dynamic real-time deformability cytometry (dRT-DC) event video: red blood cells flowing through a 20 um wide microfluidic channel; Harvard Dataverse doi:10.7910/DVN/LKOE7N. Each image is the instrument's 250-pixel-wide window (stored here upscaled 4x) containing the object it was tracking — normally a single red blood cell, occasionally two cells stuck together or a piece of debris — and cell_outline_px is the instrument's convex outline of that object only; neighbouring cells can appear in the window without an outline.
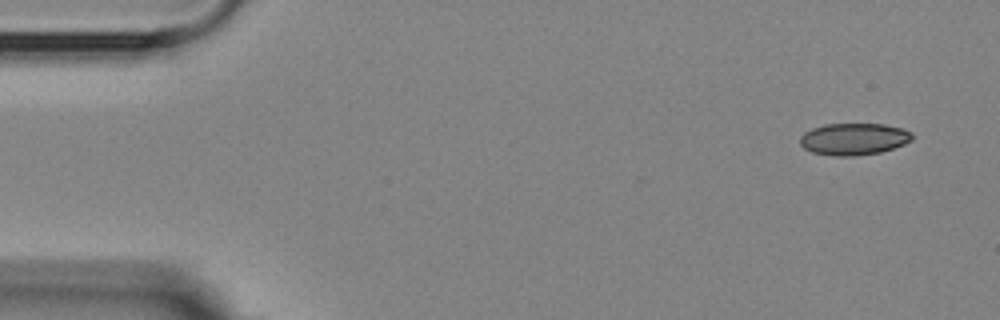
{"species": "Egyptian fruit bat (a non-hibernating species)", "species_latin": "Rousettus aegyptiacus", "temperature_condition": "room temperature", "stored_images_in_passage": 3, "camera_frame_rate_fps": 3000, "um_per_image_px": 0.085, "animal": {"sex": "female"}, "frame": {"image": 1, "passage_image": 1, "time_ms": 0.0, "image_size_px": [1000, 320], "cell_outline_px": [[912, 140], [904, 144], [880, 152], [852, 156], [832, 156], [812, 152], [804, 148], [800, 144], [800, 136], [804, 132], [812, 128], [824, 124], [884, 124], [904, 128], [912, 132]], "centroid_in_image_um": [72.56, 11.81], "position_along_channel_um": 12.4, "area_um2": 20.92}}